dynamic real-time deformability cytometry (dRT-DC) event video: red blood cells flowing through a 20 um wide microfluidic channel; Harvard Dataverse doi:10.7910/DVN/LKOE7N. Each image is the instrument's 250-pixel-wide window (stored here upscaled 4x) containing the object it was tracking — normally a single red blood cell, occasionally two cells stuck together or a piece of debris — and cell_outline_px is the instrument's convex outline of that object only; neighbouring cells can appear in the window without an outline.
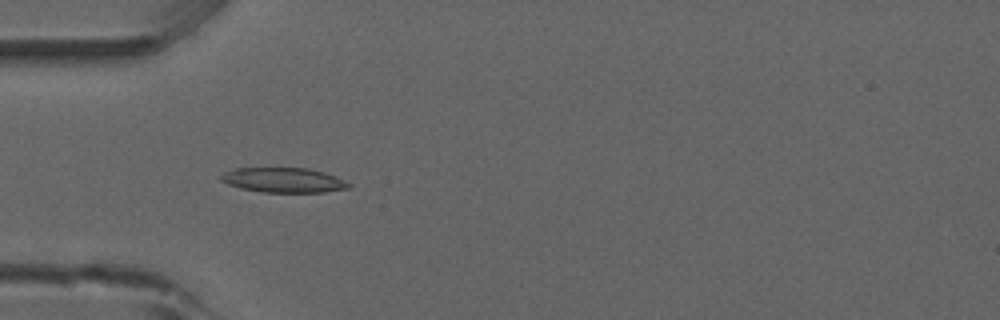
{"species": "common noctule bat (a hibernating species)", "species_latin": "Nyctalus noctula", "temperature_condition": "room temperature", "stored_images_in_passage": 40, "camera_frame_rate_fps": 3000, "um_per_image_px": 0.085, "animal": {"sex": "male", "forearm_length_mm": 52.5}, "frame": {"image": 1, "passage_image": 15, "time_ms": 4.667, "image_size_px": [1000, 320], "cell_outline_px": [[352, 184], [348, 188], [324, 192], [264, 192], [240, 188], [228, 184], [220, 180], [220, 176], [224, 172], [236, 168], [308, 168], [324, 172], [336, 176]], "centroid_in_image_um": [24.1, 15.3], "position_along_channel_um": 60.9, "area_um2": 18.44}}
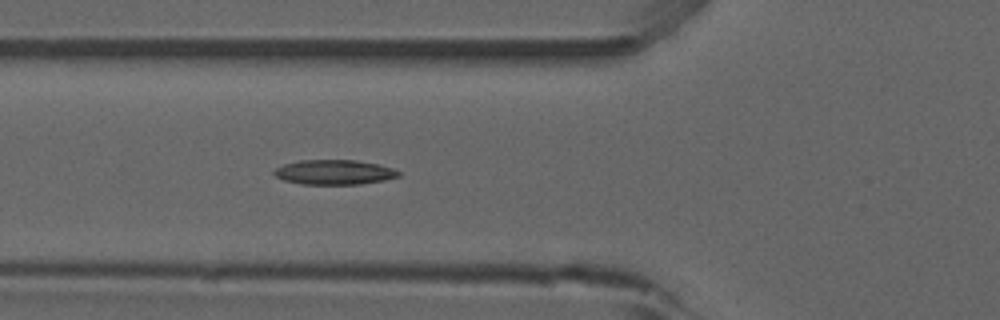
{"frame": {"image": 2, "passage_image": 18, "time_ms": 5.667, "image_size_px": [1000, 320], "cell_outline_px": [[400, 176], [384, 180], [360, 184], [300, 184], [284, 180], [276, 176], [272, 172], [276, 168], [284, 164], [300, 160], [356, 160], [376, 164], [392, 168], [400, 172]], "centroid_in_image_um": [28.39, 14.64], "position_along_channel_um": 97.4, "area_um2": 17.86}}
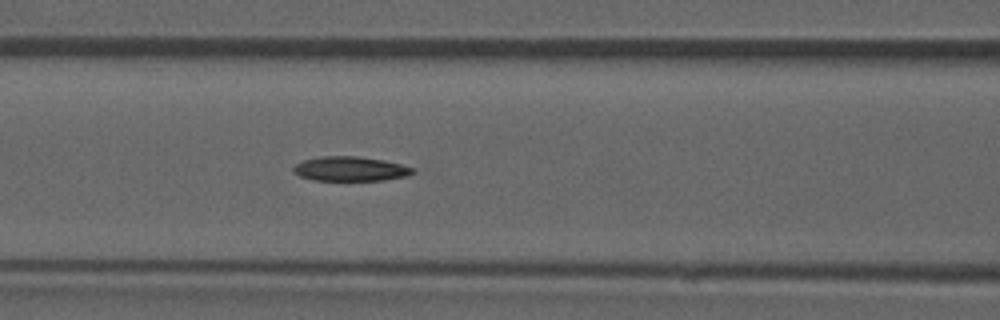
{"frame": {"image": 3, "passage_image": 21, "time_ms": 6.667, "image_size_px": [1000, 320], "cell_outline_px": [[416, 172], [408, 176], [384, 180], [312, 180], [300, 176], [292, 172], [292, 168], [296, 164], [304, 160], [320, 156], [356, 156], [384, 160], [416, 168]], "centroid_in_image_um": [29.8, 14.35], "position_along_channel_um": 136.8, "area_um2": 17.17}}